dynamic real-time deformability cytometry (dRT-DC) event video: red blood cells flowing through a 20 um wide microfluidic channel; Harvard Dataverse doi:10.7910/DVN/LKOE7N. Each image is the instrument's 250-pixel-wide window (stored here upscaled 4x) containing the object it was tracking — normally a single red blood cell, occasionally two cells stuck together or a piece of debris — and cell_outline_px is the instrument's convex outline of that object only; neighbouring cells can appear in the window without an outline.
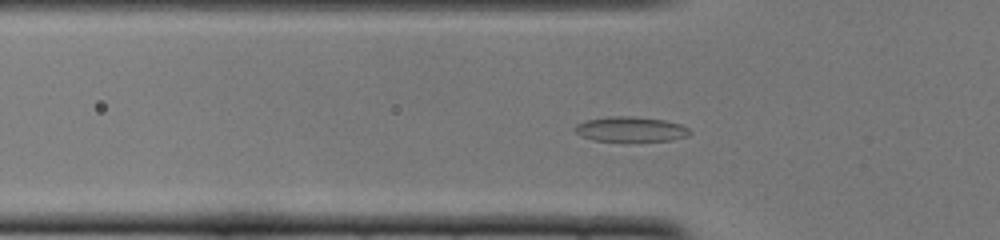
{"species": "common noctule bat (a hibernating species)", "species_latin": "Nyctalus noctula", "temperature_condition": "cold", "stored_images_in_passage": 49, "camera_frame_rate_fps": 3000, "um_per_image_px": 0.085, "animal": {"sex": "female", "body_mass_g": 22.0, "forearm_length_mm": 56.7}, "frame": {"image": 1, "passage_image": 14, "time_ms": 4.333, "image_size_px": [1000, 240], "cell_outline_px": [[692, 132], [688, 136], [672, 140], [628, 144], [596, 140], [584, 136], [576, 132], [572, 128], [576, 124], [584, 120], [612, 116], [632, 116], [664, 120], [680, 124], [688, 128]], "centroid_in_image_um": [53.62, 11.03], "position_along_channel_um": 72.2, "area_um2": 17.51}}
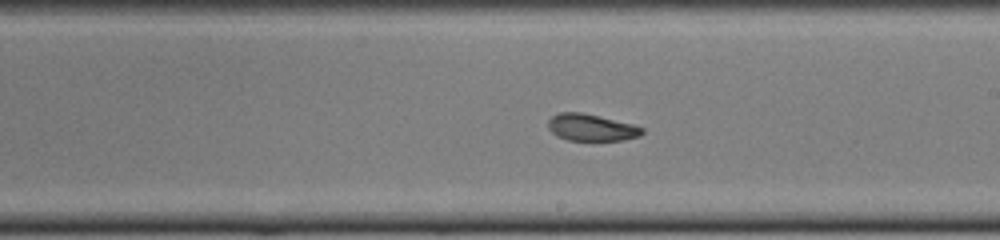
{"frame": {"image": 2, "passage_image": 27, "time_ms": 8.667, "image_size_px": [1000, 240], "cell_outline_px": [[644, 132], [640, 136], [624, 140], [568, 140], [556, 136], [548, 128], [548, 120], [552, 116], [560, 112], [580, 112], [632, 124], [644, 128]], "centroid_in_image_um": [50.25, 10.84], "position_along_channel_um": 238.8, "area_um2": 14.62}}
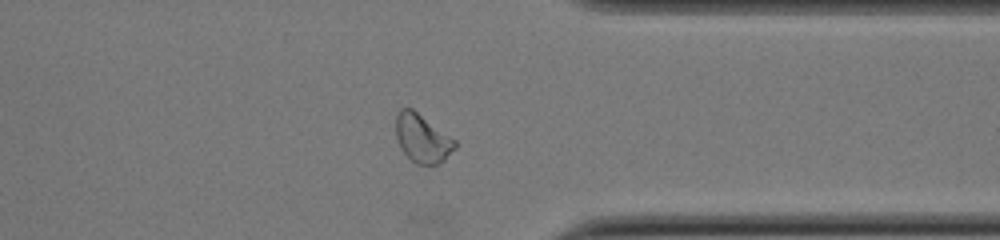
{"frame": {"image": 3, "passage_image": 38, "time_ms": 12.333, "image_size_px": [1000, 240], "cell_outline_px": [[456, 148], [440, 164], [416, 164], [400, 148], [396, 136], [396, 116], [400, 108], [412, 108], [456, 140]], "centroid_in_image_um": [35.9, 11.76], "position_along_channel_um": 375.5, "area_um2": 16.59}, "authors_computed_cell_mechanics": {"area_um2": 15.7794, "velocity_mm_per_s": 3.8471, "shape_relaxation_time_tau1_ms": null, "shape_relaxation_time_tau2_ms": 3.0728, "deformation_change_tau1": null, "deformation_change_tau2": 0.0925}}